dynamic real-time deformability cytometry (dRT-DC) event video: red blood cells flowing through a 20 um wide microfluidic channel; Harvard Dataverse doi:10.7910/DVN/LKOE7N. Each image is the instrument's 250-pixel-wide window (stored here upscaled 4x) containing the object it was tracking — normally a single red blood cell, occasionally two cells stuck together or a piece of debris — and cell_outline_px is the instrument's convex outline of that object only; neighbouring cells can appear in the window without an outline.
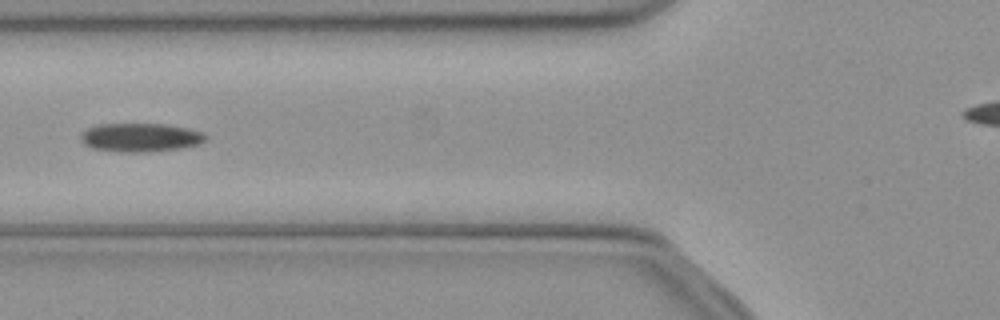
{"species": "common noctule bat (a hibernating species)", "species_latin": "Nyctalus noctula", "temperature_condition": "cold", "stored_images_in_passage": 42, "camera_frame_rate_fps": 3000, "um_per_image_px": 0.085, "animal": {"sex": "female", "body_mass_g": 21.9}, "frame": {"image": 1, "passage_image": 13, "time_ms": 4.0, "image_size_px": [1000, 320], "cell_outline_px": [[208, 136], [200, 144], [180, 148], [144, 152], [120, 152], [92, 148], [84, 144], [80, 140], [80, 136], [88, 128], [96, 124], [164, 124], [188, 128], [204, 132]], "centroid_in_image_um": [11.94, 11.68], "position_along_channel_um": 113.9, "area_um2": 20.87}, "authors_computed_cell_mechanics": {"area_um2": 20.2878, "velocity_mm_per_s": 3.9566, "shape_relaxation_time_tau1_ms": 6.1386, "shape_relaxation_time_tau2_ms": null, "deformation_change_tau1": 0.1516, "deformation_change_tau2": null}}